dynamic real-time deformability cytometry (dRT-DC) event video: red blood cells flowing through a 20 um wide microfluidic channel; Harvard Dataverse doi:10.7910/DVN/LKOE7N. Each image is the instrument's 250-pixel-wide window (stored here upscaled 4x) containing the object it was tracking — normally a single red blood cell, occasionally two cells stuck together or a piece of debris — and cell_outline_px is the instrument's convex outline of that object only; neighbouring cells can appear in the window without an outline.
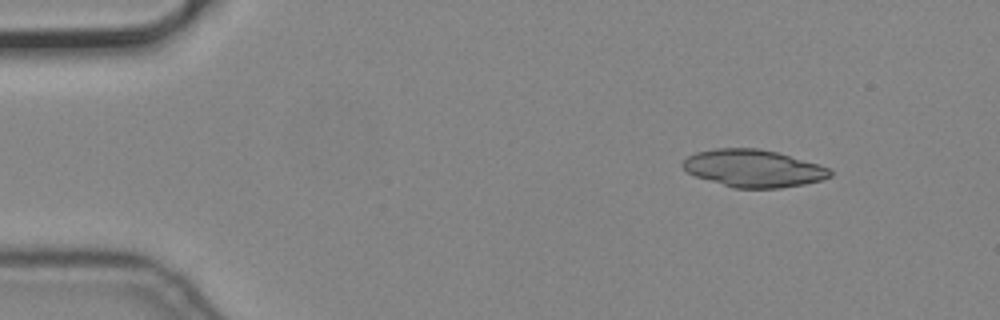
{"species": "common noctule bat (a hibernating species)", "species_latin": "Nyctalus noctula", "temperature_condition": "cold", "stored_images_in_passage": 8, "camera_frame_rate_fps": 3000, "um_per_image_px": 0.085, "animal": {"sex": "male", "body_mass_g": 19.2, "forearm_length_mm": 51.8}, "frame": {"image": 1, "passage_image": 2, "time_ms": 0.333, "image_size_px": [1000, 320], "cell_outline_px": [[832, 176], [820, 180], [804, 184], [780, 188], [732, 188], [696, 176], [688, 172], [680, 164], [688, 156], [696, 152], [716, 148], [756, 148], [776, 152], [820, 164], [828, 168], [832, 172]], "centroid_in_image_um": [64.03, 14.31], "position_along_channel_um": 21.0, "area_um2": 32.02}}